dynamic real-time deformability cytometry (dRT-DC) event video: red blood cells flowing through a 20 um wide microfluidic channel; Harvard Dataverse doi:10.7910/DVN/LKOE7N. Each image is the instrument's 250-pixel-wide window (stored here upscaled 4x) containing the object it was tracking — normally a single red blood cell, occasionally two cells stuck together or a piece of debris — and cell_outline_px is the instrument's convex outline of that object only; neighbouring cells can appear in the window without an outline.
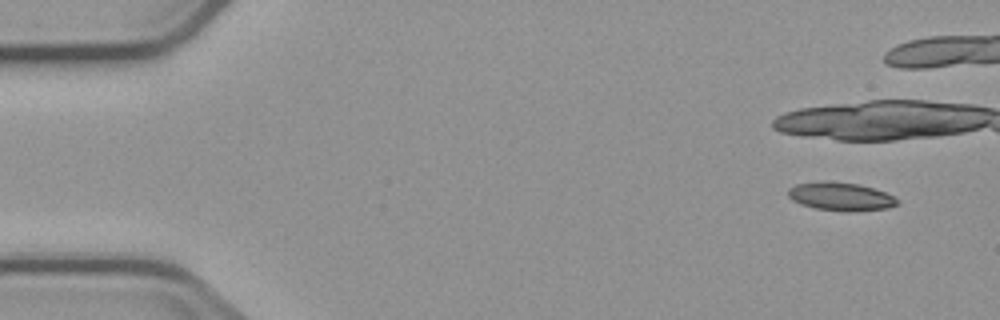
{"species": "common noctule bat (a hibernating species)", "species_latin": "Nyctalus noctula", "temperature_condition": "cold", "stored_images_in_passage": 4, "camera_frame_rate_fps": 3000, "um_per_image_px": 0.085, "animal": {"sex": "male", "body_mass_g": 23.1, "forearm_length_mm": 52.7}, "frame": {"image": 1, "passage_image": 1, "time_ms": 0.0, "image_size_px": [1000, 320], "cell_outline_px": [[900, 204], [888, 208], [856, 212], [848, 212], [816, 208], [800, 204], [792, 200], [788, 196], [788, 188], [796, 184], [820, 180], [828, 180], [860, 184], [884, 192], [900, 200]], "centroid_in_image_um": [71.46, 16.7], "position_along_channel_um": 13.5, "area_um2": 18.38}}